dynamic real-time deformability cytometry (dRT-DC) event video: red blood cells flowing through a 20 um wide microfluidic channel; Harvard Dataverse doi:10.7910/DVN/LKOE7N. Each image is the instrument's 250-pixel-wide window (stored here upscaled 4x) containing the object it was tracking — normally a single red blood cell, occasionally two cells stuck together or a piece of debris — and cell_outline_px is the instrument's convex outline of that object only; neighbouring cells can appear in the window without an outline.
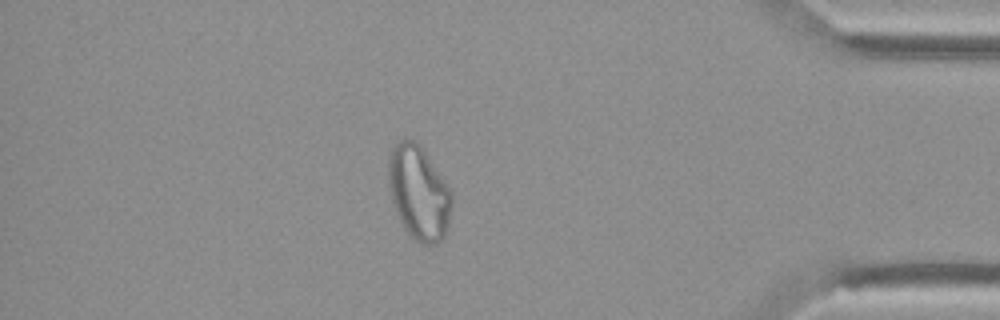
{"species": "Egyptian fruit bat (a non-hibernating species)", "species_latin": "Rousettus aegyptiacus", "temperature_condition": "cold", "stored_images_in_passage": 51, "camera_frame_rate_fps": 3000, "um_per_image_px": 0.085, "animal": {"sex": "female"}, "frame": {"image": 1, "passage_image": 44, "time_ms": 14.333, "image_size_px": [1000, 320], "cell_outline_px": [[452, 204], [448, 228], [444, 236], [436, 244], [424, 244], [416, 240], [404, 228], [392, 204], [388, 184], [388, 156], [392, 148], [404, 136], [420, 144], [448, 188], [452, 196]], "centroid_in_image_um": [35.56, 16.37], "position_along_channel_um": 399.6, "area_um2": 34.56}}